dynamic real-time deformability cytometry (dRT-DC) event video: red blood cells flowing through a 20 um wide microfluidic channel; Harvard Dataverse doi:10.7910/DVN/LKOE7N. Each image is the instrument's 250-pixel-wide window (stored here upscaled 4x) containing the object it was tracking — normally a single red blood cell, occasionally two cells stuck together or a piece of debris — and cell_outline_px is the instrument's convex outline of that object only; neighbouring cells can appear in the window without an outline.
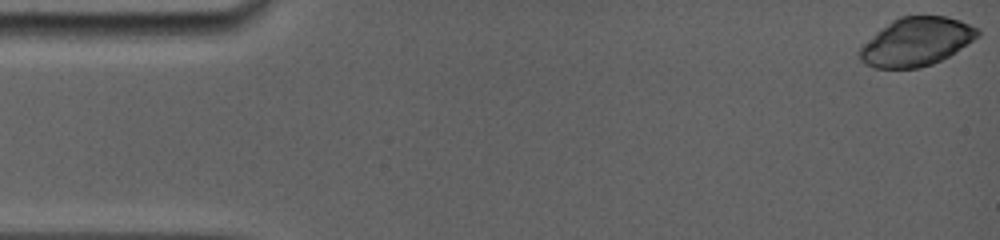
{"species": "common noctule bat (a hibernating species)", "species_latin": "Nyctalus noctula", "temperature_condition": "room temperature", "stored_images_in_passage": 11, "camera_frame_rate_fps": 5000, "um_per_image_px": 0.085, "animal": {"sex": "female", "body_mass_g": 19.0, "forearm_length_mm": 56.7}, "frame": {"image": 1, "passage_image": 1, "time_ms": 0.0, "image_size_px": [1000, 240], "cell_outline_px": [[980, 36], [968, 44], [948, 56], [932, 64], [920, 68], [872, 68], [864, 64], [856, 56], [860, 44], [892, 20], [900, 16], [948, 16], [960, 20], [980, 28]], "centroid_in_image_um": [77.85, 3.55], "position_along_channel_um": 7.1, "area_um2": 33.76}}